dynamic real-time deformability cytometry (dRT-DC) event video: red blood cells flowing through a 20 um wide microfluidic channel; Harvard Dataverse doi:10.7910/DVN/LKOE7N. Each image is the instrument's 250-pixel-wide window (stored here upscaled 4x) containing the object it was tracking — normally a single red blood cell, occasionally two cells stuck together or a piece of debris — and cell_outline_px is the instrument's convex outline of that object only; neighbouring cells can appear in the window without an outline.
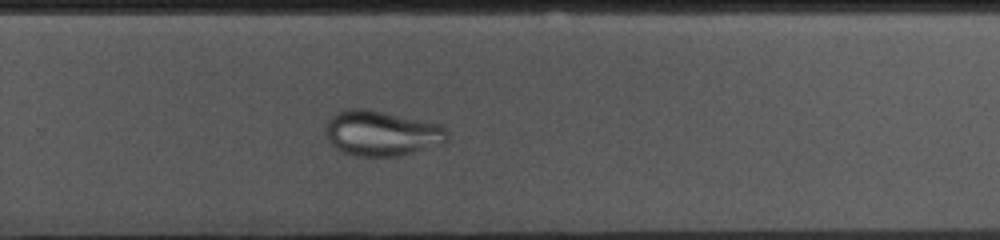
{"species": "common noctule bat (a hibernating species)", "species_latin": "Nyctalus noctula", "temperature_condition": "cold", "stored_images_in_passage": 37, "camera_frame_rate_fps": 3000, "um_per_image_px": 0.085, "animal": {"sex": "female", "body_mass_g": 10.0, "forearm_length_mm": 53.1}, "frame": {"image": 1, "passage_image": 27, "time_ms": 8.667, "image_size_px": [1000, 240], "cell_outline_px": [[448, 140], [444, 144], [396, 156], [356, 156], [344, 152], [336, 148], [328, 140], [324, 132], [324, 124], [336, 112], [344, 108], [368, 108], [436, 124], [444, 128], [448, 132]], "centroid_in_image_um": [32.38, 11.31], "position_along_channel_um": 297.4, "area_um2": 32.14}}